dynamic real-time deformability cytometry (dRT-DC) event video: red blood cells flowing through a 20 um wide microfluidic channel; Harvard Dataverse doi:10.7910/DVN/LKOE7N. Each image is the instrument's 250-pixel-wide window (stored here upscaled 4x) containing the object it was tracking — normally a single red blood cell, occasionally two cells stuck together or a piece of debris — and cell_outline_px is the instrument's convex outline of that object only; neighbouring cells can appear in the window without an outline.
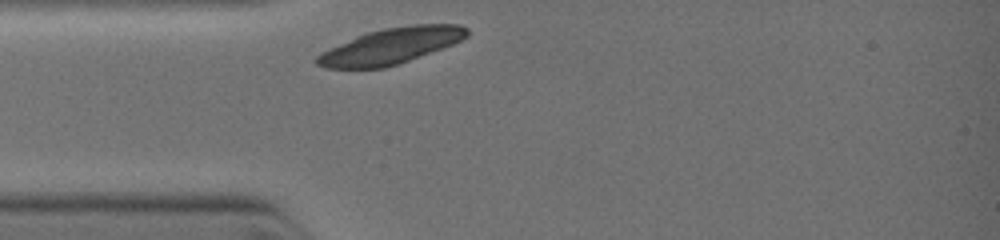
{"species": "common noctule bat (a hibernating species)", "species_latin": "Nyctalus noctula", "temperature_condition": "warm", "stored_images_in_passage": 1, "camera_frame_rate_fps": 3000, "um_per_image_px": 0.085, "animal": {"sex": "female", "body_mass_g": 19.0, "forearm_length_mm": 51.5}, "frame": {"image": 1, "passage_image": 1, "time_ms": 0.0, "image_size_px": [1000, 240], "cell_outline_px": [[468, 36], [452, 44], [408, 60], [384, 68], [324, 68], [316, 64], [312, 60], [320, 52], [364, 32], [384, 28], [412, 24], [460, 24], [468, 28]], "centroid_in_image_um": [33.16, 3.9], "position_along_channel_um": 51.8, "area_um2": 31.33}}